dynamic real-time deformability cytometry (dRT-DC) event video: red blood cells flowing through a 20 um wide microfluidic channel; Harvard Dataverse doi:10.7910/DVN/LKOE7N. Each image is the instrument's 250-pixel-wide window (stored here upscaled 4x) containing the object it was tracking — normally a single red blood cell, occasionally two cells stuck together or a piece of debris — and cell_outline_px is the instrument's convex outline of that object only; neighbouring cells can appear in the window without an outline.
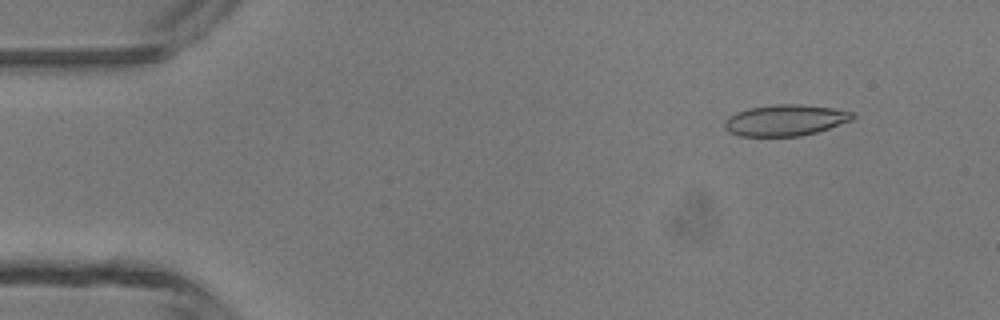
{"species": "common noctule bat (a hibernating species)", "species_latin": "Nyctalus noctula", "temperature_condition": "room temperature", "stored_images_in_passage": 4, "camera_frame_rate_fps": 3000, "um_per_image_px": 0.085, "animal": {"sex": "male", "body_mass_g": 13.3}, "frame": {"image": 1, "passage_image": 1, "time_ms": 0.0, "image_size_px": [1000, 320], "cell_outline_px": [[856, 116], [852, 120], [816, 132], [800, 136], [740, 136], [728, 132], [724, 128], [724, 120], [728, 116], [736, 112], [748, 108], [776, 104], [800, 104], [832, 108], [852, 112]], "centroid_in_image_um": [66.71, 10.22], "position_along_channel_um": 18.3, "area_um2": 23.29}}
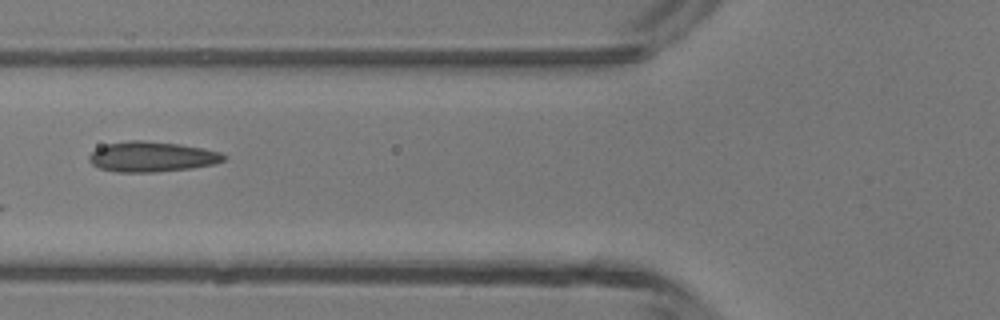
{"frame": {"image": 2, "passage_image": 4, "time_ms": 4.333, "image_size_px": [1000, 320], "cell_outline_px": [[228, 156], [224, 160], [212, 164], [192, 168], [156, 172], [116, 172], [100, 168], [92, 164], [88, 160], [88, 156], [96, 148], [108, 144], [128, 140], [144, 140], [180, 144], [220, 152]], "centroid_in_image_um": [12.88, 13.32], "position_along_channel_um": 112.9, "area_um2": 23.7}}